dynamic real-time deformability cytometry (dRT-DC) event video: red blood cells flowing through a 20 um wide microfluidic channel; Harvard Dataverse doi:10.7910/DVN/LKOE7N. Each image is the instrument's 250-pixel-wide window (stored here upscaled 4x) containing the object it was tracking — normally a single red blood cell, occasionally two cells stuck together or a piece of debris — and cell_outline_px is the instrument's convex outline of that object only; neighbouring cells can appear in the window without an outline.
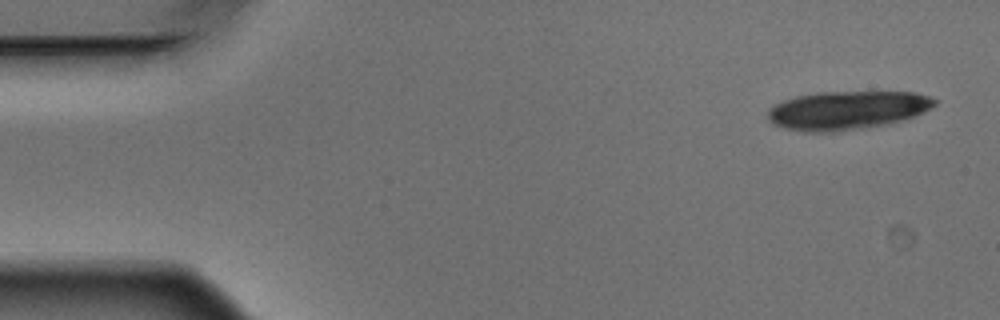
{"species": "Egyptian fruit bat (a non-hibernating species)", "species_latin": "Rousettus aegyptiacus", "temperature_condition": "warm", "stored_images_in_passage": 4, "camera_frame_rate_fps": 3000, "um_per_image_px": 0.085, "animal": {"sex": "male"}, "frame": {"image": 1, "passage_image": 1, "time_ms": 0.0, "image_size_px": [1000, 320], "cell_outline_px": [[940, 100], [932, 108], [924, 112], [900, 120], [860, 128], [832, 132], [804, 132], [784, 128], [772, 124], [768, 120], [768, 108], [772, 104], [796, 96], [816, 92], [912, 92], [928, 96]], "centroid_in_image_um": [71.94, 9.36], "position_along_channel_um": 13.1, "area_um2": 37.4}}